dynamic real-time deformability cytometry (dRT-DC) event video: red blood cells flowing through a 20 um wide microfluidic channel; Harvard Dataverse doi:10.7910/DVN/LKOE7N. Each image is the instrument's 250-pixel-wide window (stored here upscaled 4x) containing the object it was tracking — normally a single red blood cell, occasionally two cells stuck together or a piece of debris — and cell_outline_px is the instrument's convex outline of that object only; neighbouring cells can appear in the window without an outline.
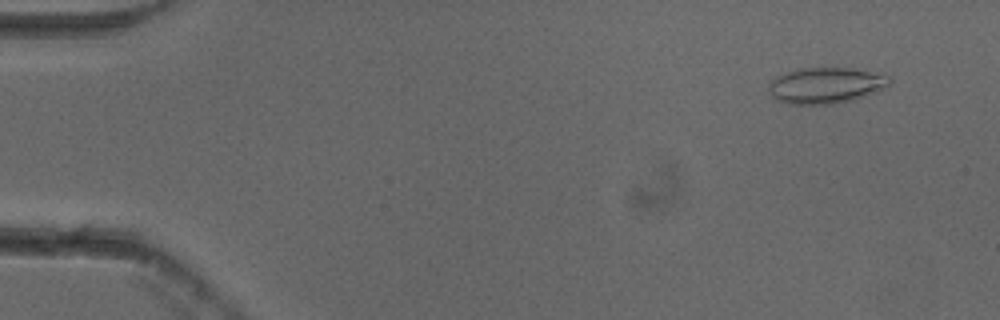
{"species": "common noctule bat (a hibernating species)", "species_latin": "Nyctalus noctula", "temperature_condition": "cold", "stored_images_in_passage": 20, "camera_frame_rate_fps": 3000, "um_per_image_px": 0.085, "animal": {"sex": "female"}, "frame": {"image": 1, "passage_image": 4, "time_ms": 1.0, "image_size_px": [1000, 320], "cell_outline_px": [[892, 80], [884, 88], [876, 92], [856, 100], [832, 104], [788, 104], [776, 100], [772, 96], [768, 88], [768, 84], [776, 76], [800, 68], [856, 68], [884, 72], [892, 76]], "centroid_in_image_um": [70.27, 7.25], "position_along_channel_um": 14.7, "area_um2": 25.95}}